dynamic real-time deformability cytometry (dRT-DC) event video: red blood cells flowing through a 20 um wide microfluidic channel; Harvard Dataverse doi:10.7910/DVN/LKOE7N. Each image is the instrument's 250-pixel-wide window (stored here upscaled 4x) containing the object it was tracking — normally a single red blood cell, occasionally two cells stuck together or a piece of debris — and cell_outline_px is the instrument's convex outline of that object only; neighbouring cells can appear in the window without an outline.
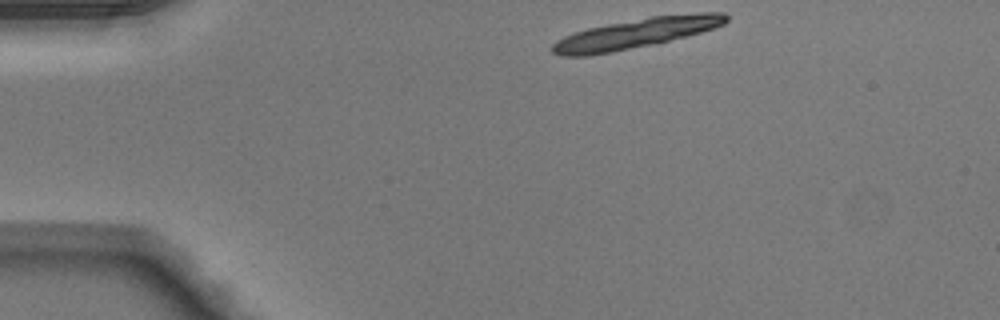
{"species": "Egyptian fruit bat (a non-hibernating species)", "species_latin": "Rousettus aegyptiacus", "temperature_condition": "warm", "stored_images_in_passage": 10, "camera_frame_rate_fps": 3000, "um_per_image_px": 0.085, "animal": {"sex": "male"}, "frame": {"image": 1, "passage_image": 1, "time_ms": 0.0, "image_size_px": [1000, 320], "cell_outline_px": [[728, 20], [724, 24], [700, 32], [652, 44], [612, 52], [588, 56], [560, 56], [552, 52], [548, 48], [556, 40], [564, 36], [588, 28], [608, 24], [652, 16], [700, 12], [724, 12], [728, 16]], "centroid_in_image_um": [54.01, 2.83], "position_along_channel_um": 31.0, "area_um2": 30.06}}